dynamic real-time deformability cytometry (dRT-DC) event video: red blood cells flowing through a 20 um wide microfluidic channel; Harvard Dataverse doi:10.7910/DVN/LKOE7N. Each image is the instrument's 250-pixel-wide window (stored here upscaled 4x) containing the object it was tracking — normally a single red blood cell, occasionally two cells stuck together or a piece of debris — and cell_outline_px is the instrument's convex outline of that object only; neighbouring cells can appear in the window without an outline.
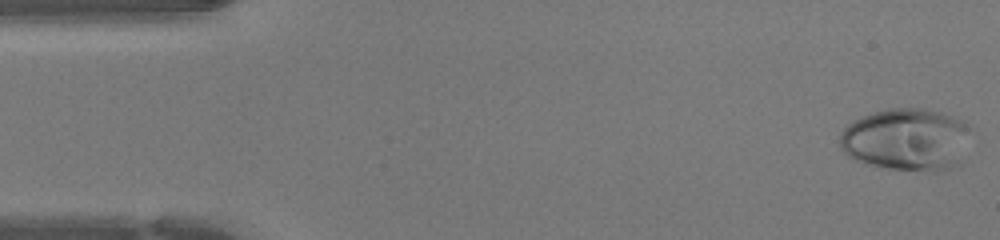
{"species": "human", "species_latin": "Homo sapiens", "temperature_condition": "warm", "stored_images_in_passage": 46, "camera_frame_rate_fps": 3000, "um_per_image_px": 0.085, "donor": {"sex": "female"}, "frame": {"image": 1, "passage_image": 1, "time_ms": 0.0, "image_size_px": [1000, 240], "cell_outline_px": [[968, 128], [964, 160], [960, 164], [936, 172], [932, 172], [888, 168], [864, 164], [852, 160], [840, 148], [840, 132], [848, 124], [864, 116], [888, 108], [920, 108], [944, 112], [964, 120], [968, 124]], "centroid_in_image_um": [77.06, 11.87], "position_along_channel_um": 7.9, "area_um2": 48.15}}
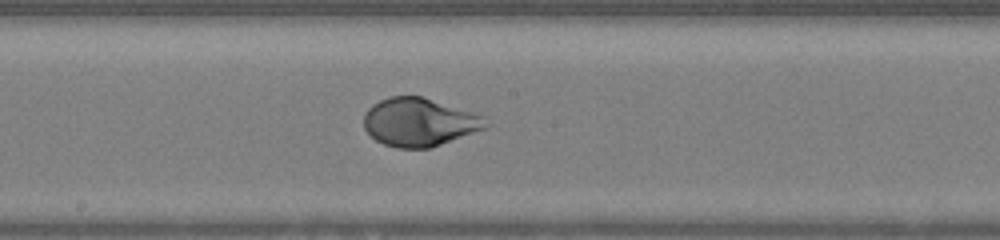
{"frame": {"image": 2, "passage_image": 24, "time_ms": 7.667, "image_size_px": [1000, 240], "cell_outline_px": [[492, 124], [484, 128], [440, 144], [428, 148], [396, 148], [384, 144], [376, 140], [364, 128], [364, 112], [372, 104], [388, 96], [420, 96], [472, 112], [484, 116]], "centroid_in_image_um": [35.61, 10.37], "position_along_channel_um": 212.6, "area_um2": 33.99}}
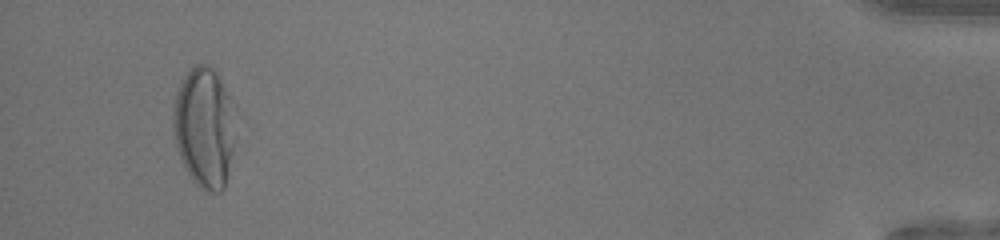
{"frame": {"image": 3, "passage_image": 44, "time_ms": 14.333, "image_size_px": [1000, 240], "cell_outline_px": [[236, 140], [224, 188], [220, 192], [204, 192], [192, 180], [180, 156], [176, 144], [172, 128], [172, 112], [176, 92], [180, 80], [196, 64], [208, 64], [220, 76], [228, 96], [236, 136]], "centroid_in_image_um": [17.35, 10.84], "position_along_channel_um": 417.9, "area_um2": 43.81}, "authors_computed_cell_mechanics": {"area_um2": 36.703, "velocity_mm_per_s": 4.3122, "shape_relaxation_time_tau1_ms": 4.6411, "shape_relaxation_time_tau2_ms": null, "deformation_change_tau1": 0.2686, "deformation_change_tau2": null}}